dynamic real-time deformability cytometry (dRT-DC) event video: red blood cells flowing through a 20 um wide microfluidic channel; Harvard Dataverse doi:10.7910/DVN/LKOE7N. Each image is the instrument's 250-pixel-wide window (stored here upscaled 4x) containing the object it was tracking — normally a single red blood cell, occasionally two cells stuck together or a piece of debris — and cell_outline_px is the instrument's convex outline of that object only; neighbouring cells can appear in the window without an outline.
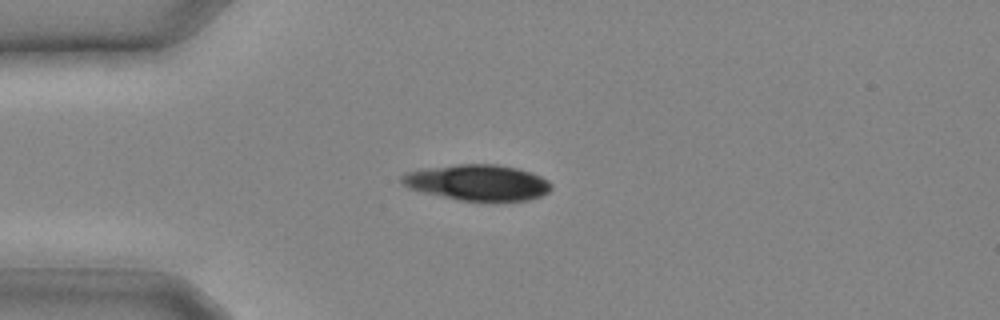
{"species": "common noctule bat (a hibernating species)", "species_latin": "Nyctalus noctula", "temperature_condition": "cold", "stored_images_in_passage": 4, "camera_frame_rate_fps": 3000, "um_per_image_px": 0.085, "animal": {"sex": "male", "body_mass_g": 20.4}, "frame": {"image": 1, "passage_image": 1, "time_ms": 0.0, "image_size_px": [1000, 320], "cell_outline_px": [[552, 188], [548, 192], [540, 196], [528, 200], [496, 204], [492, 204], [460, 200], [420, 192], [408, 188], [400, 180], [400, 176], [404, 172], [428, 168], [456, 164], [496, 164], [516, 168], [532, 172], [548, 180], [552, 184]], "centroid_in_image_um": [40.62, 15.56], "position_along_channel_um": 44.4, "area_um2": 32.19}}